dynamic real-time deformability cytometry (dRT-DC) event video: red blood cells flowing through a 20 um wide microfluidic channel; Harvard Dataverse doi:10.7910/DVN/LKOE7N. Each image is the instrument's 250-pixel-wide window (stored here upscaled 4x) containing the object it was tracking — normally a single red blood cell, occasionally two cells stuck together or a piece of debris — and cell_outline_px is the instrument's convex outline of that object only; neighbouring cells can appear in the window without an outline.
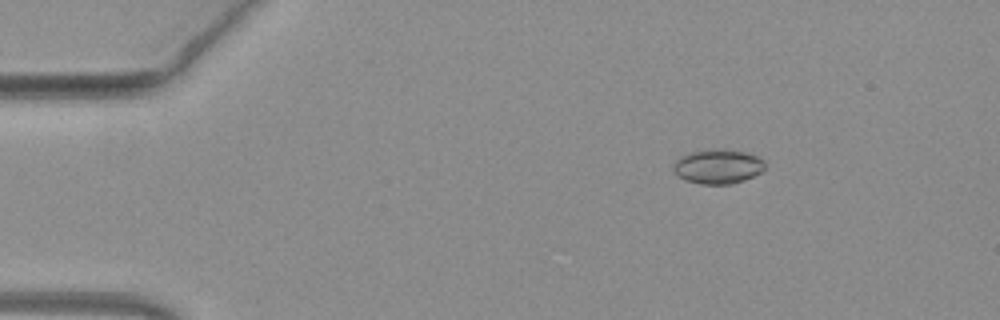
{"species": "common noctule bat (a hibernating species)", "species_latin": "Nyctalus noctula", "temperature_condition": "warm", "stored_images_in_passage": 44, "camera_frame_rate_fps": 3000, "um_per_image_px": 0.085, "animal": {"sex": "female", "body_mass_g": 19.3, "forearm_length_mm": 54.1}, "frame": {"image": 1, "passage_image": 1, "time_ms": 0.0, "image_size_px": [1000, 320], "cell_outline_px": [[764, 168], [760, 172], [744, 180], [732, 184], [700, 184], [684, 180], [676, 176], [672, 168], [672, 164], [680, 156], [692, 152], [724, 148], [744, 152], [756, 156], [764, 160]], "centroid_in_image_um": [60.97, 14.16], "position_along_channel_um": 24.0, "area_um2": 18.44}}
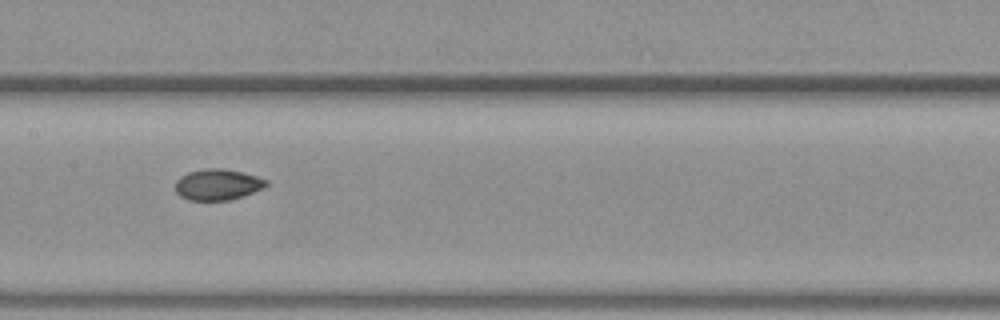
{"frame": {"image": 2, "passage_image": 19, "time_ms": 6.0, "image_size_px": [1000, 320], "cell_outline_px": [[268, 184], [264, 188], [228, 200], [188, 200], [180, 196], [176, 192], [176, 180], [180, 176], [188, 172], [204, 168], [220, 168], [240, 172], [256, 176], [268, 180]], "centroid_in_image_um": [18.47, 15.68], "position_along_channel_um": 188.9, "area_um2": 16.3}}
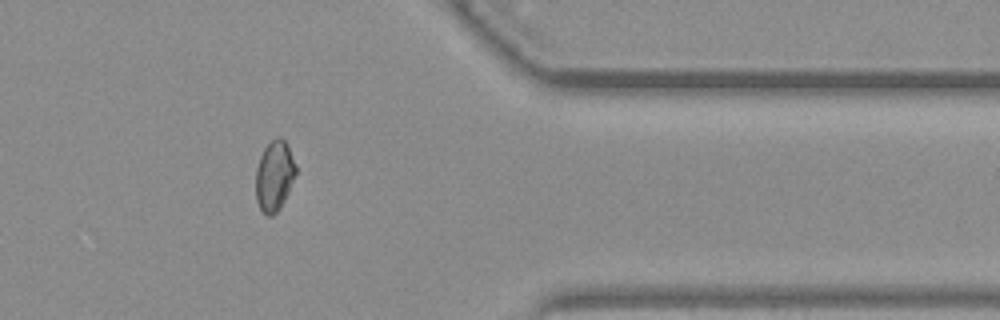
{"frame": {"image": 3, "passage_image": 35, "time_ms": 11.333, "image_size_px": [1000, 320], "cell_outline_px": [[296, 172], [288, 192], [280, 208], [272, 216], [268, 216], [260, 208], [256, 200], [256, 168], [260, 156], [264, 148], [276, 136], [280, 136], [288, 144], [296, 164]], "centroid_in_image_um": [23.32, 14.91], "position_along_channel_um": 388.1, "area_um2": 16.42}, "authors_computed_cell_mechanics": {"area_um2": 16.8198, "velocity_mm_per_s": 4.0679, "shape_relaxation_time_tau1_ms": 9.8983, "shape_relaxation_time_tau2_ms": 1.1803, "deformation_change_tau1": 0.2134, "deformation_change_tau2": 0.0457}}